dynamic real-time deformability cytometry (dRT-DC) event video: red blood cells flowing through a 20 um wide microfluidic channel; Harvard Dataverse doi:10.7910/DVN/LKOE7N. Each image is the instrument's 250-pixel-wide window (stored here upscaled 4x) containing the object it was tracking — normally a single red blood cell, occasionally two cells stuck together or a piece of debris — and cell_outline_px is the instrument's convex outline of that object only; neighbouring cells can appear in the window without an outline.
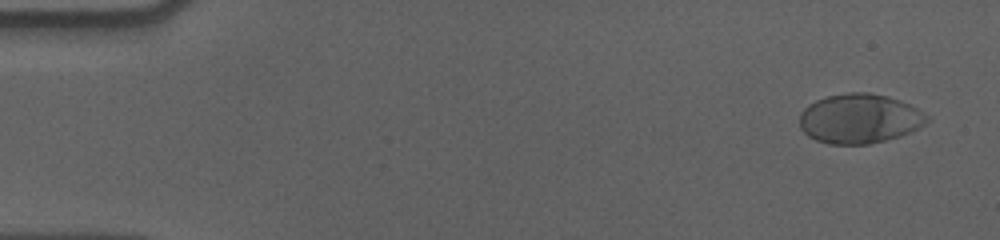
{"species": "human", "species_latin": "Homo sapiens", "temperature_condition": "cold", "stored_images_in_passage": 57, "camera_frame_rate_fps": 3000, "um_per_image_px": 0.085, "donor": {"sex": "male"}, "frame": {"image": 1, "passage_image": 3, "time_ms": 0.667, "image_size_px": [1000, 240], "cell_outline_px": [[932, 120], [900, 136], [868, 144], [828, 144], [816, 140], [808, 136], [800, 128], [800, 112], [808, 104], [816, 100], [828, 96], [852, 92], [868, 92], [888, 96], [900, 100], [916, 108], [928, 116]], "centroid_in_image_um": [73.03, 10.08], "position_along_channel_um": 12.0, "area_um2": 36.7}}
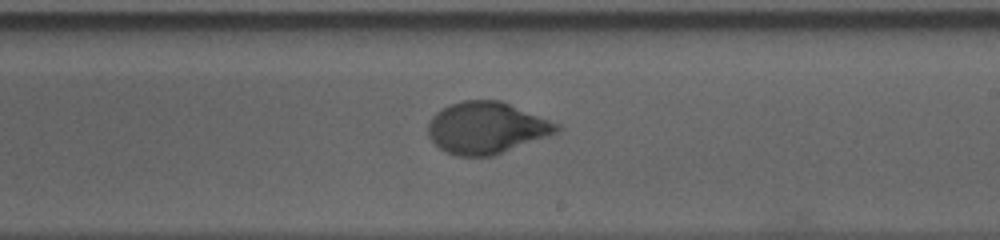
{"frame": {"image": 2, "passage_image": 34, "time_ms": 11.0, "image_size_px": [1000, 240], "cell_outline_px": [[560, 132], [492, 156], [456, 156], [440, 148], [428, 136], [428, 124], [432, 116], [436, 112], [460, 100], [500, 100], [560, 124]], "centroid_in_image_um": [41.36, 10.87], "position_along_channel_um": 247.6, "area_um2": 38.61}}
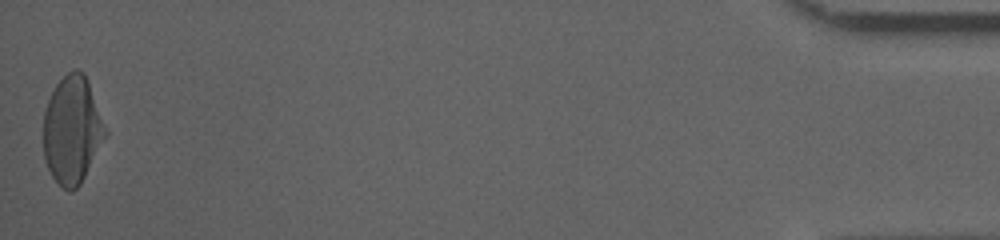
{"frame": {"image": 3, "passage_image": 57, "time_ms": 18.667, "image_size_px": [1000, 240], "cell_outline_px": [[108, 132], [80, 184], [72, 192], [68, 192], [52, 176], [48, 168], [44, 156], [44, 112], [48, 100], [56, 84], [68, 72], [76, 68], [84, 72], [88, 80]], "centroid_in_image_um": [6.14, 11.02], "position_along_channel_um": 429.1, "area_um2": 38.55}, "authors_computed_cell_mechanics": {"area_um2": 37.9168, "velocity_mm_per_s": 3.5687, "shape_relaxation_time_tau1_ms": 4.3423, "shape_relaxation_time_tau2_ms": null, "deformation_change_tau1": 0.1775, "deformation_change_tau2": null}}